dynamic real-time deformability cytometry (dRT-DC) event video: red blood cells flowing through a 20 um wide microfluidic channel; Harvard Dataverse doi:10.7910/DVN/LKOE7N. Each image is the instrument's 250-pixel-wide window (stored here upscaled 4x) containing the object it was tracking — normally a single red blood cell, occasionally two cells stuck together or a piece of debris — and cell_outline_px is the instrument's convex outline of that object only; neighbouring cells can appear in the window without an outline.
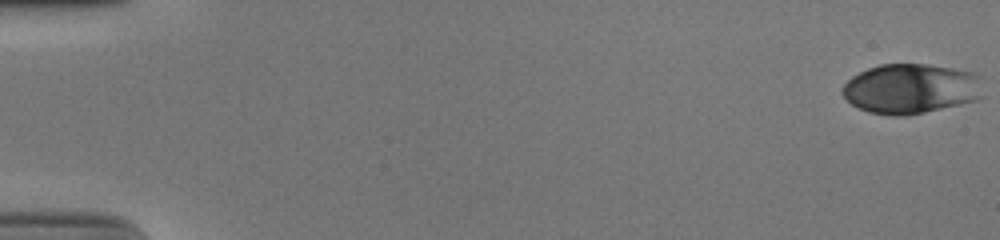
{"species": "human", "species_latin": "Homo sapiens", "temperature_condition": "cold", "stored_images_in_passage": 53, "camera_frame_rate_fps": 3000, "um_per_image_px": 0.085, "donor": {"sex": "male"}, "frame": {"image": 1, "passage_image": 1, "time_ms": 0.0, "image_size_px": [1000, 240], "cell_outline_px": [[980, 96], [976, 100], [908, 116], [892, 116], [868, 112], [852, 104], [840, 92], [844, 84], [852, 76], [868, 68], [880, 64], [924, 64], [952, 68], [976, 72], [980, 76]], "centroid_in_image_um": [77.4, 7.54], "position_along_channel_um": 7.6, "area_um2": 40.86}}
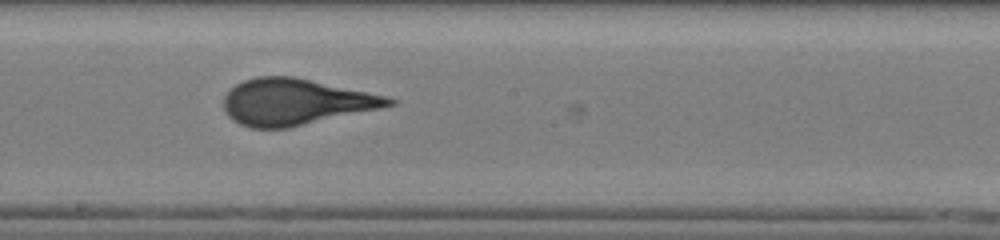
{"frame": {"image": 2, "passage_image": 31, "time_ms": 10.0, "image_size_px": [1000, 240], "cell_outline_px": [[396, 104], [288, 128], [252, 128], [240, 124], [232, 120], [228, 116], [224, 108], [224, 96], [236, 84], [244, 80], [256, 76], [292, 76], [384, 96], [396, 100]], "centroid_in_image_um": [25.03, 8.66], "position_along_channel_um": 223.2, "area_um2": 43.7}}
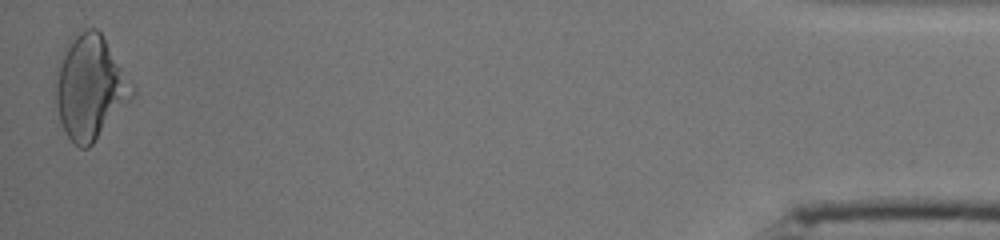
{"frame": {"image": 3, "passage_image": 53, "time_ms": 17.333, "image_size_px": [1000, 240], "cell_outline_px": [[136, 92], [92, 144], [88, 148], [80, 148], [64, 132], [60, 120], [56, 104], [56, 80], [60, 64], [68, 40], [80, 32], [88, 28], [96, 28], [104, 36], [136, 88]], "centroid_in_image_um": [7.68, 7.41], "position_along_channel_um": 427.5, "area_um2": 45.6}, "authors_computed_cell_mechanics": {"area_um2": 43.1766, "velocity_mm_per_s": 3.9209, "shape_relaxation_time_tau1_ms": 4.5217, "shape_relaxation_time_tau2_ms": null, "deformation_change_tau1": 0.1638, "deformation_change_tau2": null}}